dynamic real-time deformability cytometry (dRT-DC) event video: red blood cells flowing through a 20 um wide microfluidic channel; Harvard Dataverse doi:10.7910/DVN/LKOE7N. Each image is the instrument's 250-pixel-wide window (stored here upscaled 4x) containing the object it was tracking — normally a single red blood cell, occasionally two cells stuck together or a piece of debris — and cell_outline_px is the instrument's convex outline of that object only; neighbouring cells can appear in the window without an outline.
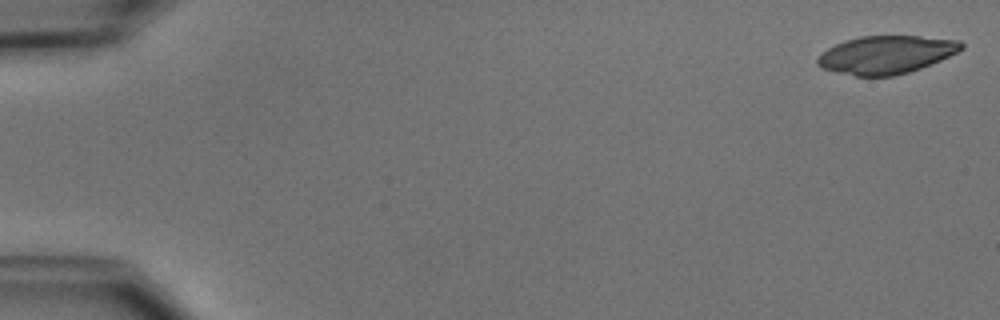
{"species": "common noctule bat (a hibernating species)", "species_latin": "Nyctalus noctula", "temperature_condition": "cold", "stored_images_in_passage": 51, "camera_frame_rate_fps": 3000, "um_per_image_px": 0.085, "animal": {"sex": "male", "body_mass_g": 15.6}, "frame": {"image": 1, "passage_image": 1, "time_ms": 0.0, "image_size_px": [1000, 320], "cell_outline_px": [[964, 48], [940, 60], [920, 68], [908, 72], [892, 76], [856, 76], [836, 72], [824, 68], [816, 64], [816, 60], [828, 48], [836, 44], [860, 36], [920, 36], [960, 40], [964, 44]], "centroid_in_image_um": [75.34, 4.65], "position_along_channel_um": 9.7, "area_um2": 31.5}}